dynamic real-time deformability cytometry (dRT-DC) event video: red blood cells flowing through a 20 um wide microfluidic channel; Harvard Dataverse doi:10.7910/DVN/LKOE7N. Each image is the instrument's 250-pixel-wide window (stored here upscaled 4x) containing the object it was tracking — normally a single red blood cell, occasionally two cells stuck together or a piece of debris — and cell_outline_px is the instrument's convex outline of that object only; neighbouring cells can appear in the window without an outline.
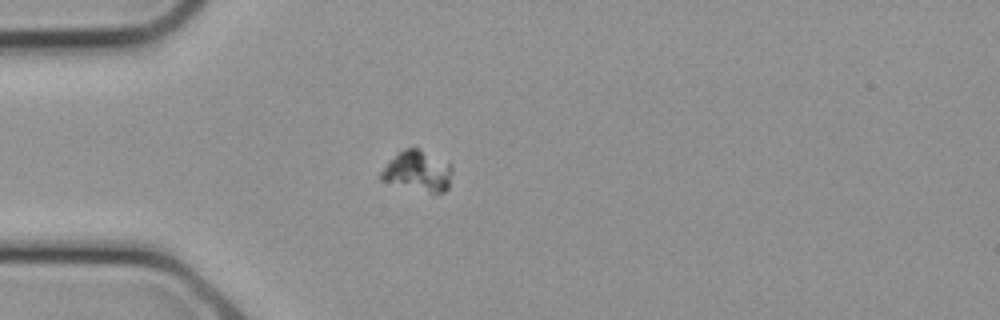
{"species": "common noctule bat (a hibernating species)", "species_latin": "Nyctalus noctula", "temperature_condition": "cold", "stored_images_in_passage": 8, "camera_frame_rate_fps": 3000, "um_per_image_px": 0.085, "animal": {"sex": "female", "body_mass_g": 21.9}, "frame": {"image": 1, "passage_image": 4, "time_ms": 1.0, "image_size_px": [1000, 320], "cell_outline_px": [[452, 172], [448, 188], [444, 192], [432, 192], [380, 180], [380, 172], [396, 152], [404, 148], [420, 148], [452, 164]], "centroid_in_image_um": [35.52, 14.49], "position_along_channel_um": 49.5, "area_um2": 16.65}}
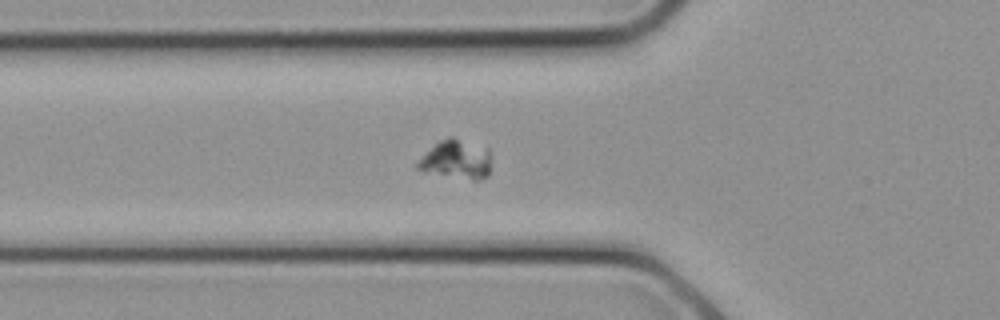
{"frame": {"image": 2, "passage_image": 6, "time_ms": 1.667, "image_size_px": [1000, 320], "cell_outline_px": [[492, 156], [488, 176], [480, 180], [472, 180], [424, 172], [416, 168], [416, 164], [440, 140], [448, 136], [452, 136], [488, 148]], "centroid_in_image_um": [38.85, 13.57], "position_along_channel_um": 86.9, "area_um2": 16.76}}
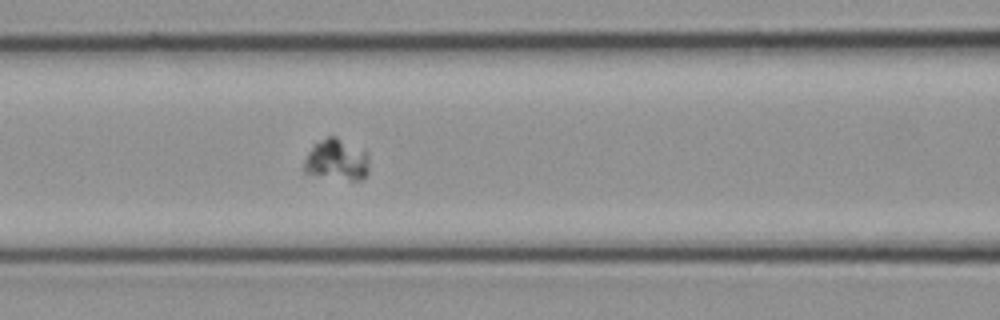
{"frame": {"image": 3, "passage_image": 8, "time_ms": 2.333, "image_size_px": [1000, 320], "cell_outline_px": [[368, 172], [360, 180], [352, 180], [304, 172], [304, 160], [312, 144], [328, 136], [336, 136], [364, 148], [368, 156]], "centroid_in_image_um": [28.64, 13.53], "position_along_channel_um": 138.0, "area_um2": 15.66}}